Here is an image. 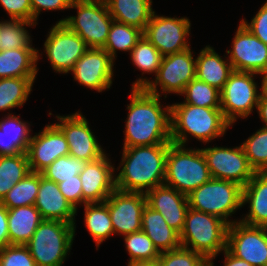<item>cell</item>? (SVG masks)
<instances>
[{"label":"cell","mask_w":267,"mask_h":266,"mask_svg":"<svg viewBox=\"0 0 267 266\" xmlns=\"http://www.w3.org/2000/svg\"><path fill=\"white\" fill-rule=\"evenodd\" d=\"M26 153L31 172L41 173L57 158L69 155V147L63 132L49 123L32 135Z\"/></svg>","instance_id":"obj_19"},{"label":"cell","mask_w":267,"mask_h":266,"mask_svg":"<svg viewBox=\"0 0 267 266\" xmlns=\"http://www.w3.org/2000/svg\"><path fill=\"white\" fill-rule=\"evenodd\" d=\"M0 5L10 16V20H23L34 23L30 0H0Z\"/></svg>","instance_id":"obj_43"},{"label":"cell","mask_w":267,"mask_h":266,"mask_svg":"<svg viewBox=\"0 0 267 266\" xmlns=\"http://www.w3.org/2000/svg\"><path fill=\"white\" fill-rule=\"evenodd\" d=\"M30 172L27 153L0 155V202L14 185Z\"/></svg>","instance_id":"obj_32"},{"label":"cell","mask_w":267,"mask_h":266,"mask_svg":"<svg viewBox=\"0 0 267 266\" xmlns=\"http://www.w3.org/2000/svg\"><path fill=\"white\" fill-rule=\"evenodd\" d=\"M201 151L212 178L233 181L244 187L255 173L241 145L232 148L209 146Z\"/></svg>","instance_id":"obj_15"},{"label":"cell","mask_w":267,"mask_h":266,"mask_svg":"<svg viewBox=\"0 0 267 266\" xmlns=\"http://www.w3.org/2000/svg\"><path fill=\"white\" fill-rule=\"evenodd\" d=\"M158 266H207L209 261L198 252L180 247L160 252Z\"/></svg>","instance_id":"obj_41"},{"label":"cell","mask_w":267,"mask_h":266,"mask_svg":"<svg viewBox=\"0 0 267 266\" xmlns=\"http://www.w3.org/2000/svg\"><path fill=\"white\" fill-rule=\"evenodd\" d=\"M43 220H56L75 225L76 209L66 200L58 184L40 173V186L35 202Z\"/></svg>","instance_id":"obj_22"},{"label":"cell","mask_w":267,"mask_h":266,"mask_svg":"<svg viewBox=\"0 0 267 266\" xmlns=\"http://www.w3.org/2000/svg\"><path fill=\"white\" fill-rule=\"evenodd\" d=\"M191 21L189 17H168L152 13L150 21L143 31L145 36L161 53L167 56L191 48Z\"/></svg>","instance_id":"obj_12"},{"label":"cell","mask_w":267,"mask_h":266,"mask_svg":"<svg viewBox=\"0 0 267 266\" xmlns=\"http://www.w3.org/2000/svg\"><path fill=\"white\" fill-rule=\"evenodd\" d=\"M187 196L189 207L194 210L217 216L228 225L239 221L230 219L243 207V187L238 183L211 178Z\"/></svg>","instance_id":"obj_8"},{"label":"cell","mask_w":267,"mask_h":266,"mask_svg":"<svg viewBox=\"0 0 267 266\" xmlns=\"http://www.w3.org/2000/svg\"><path fill=\"white\" fill-rule=\"evenodd\" d=\"M188 48L162 57L157 75L140 77L132 82L131 88H144L148 93L167 98L168 94L181 95L186 85L196 78V57Z\"/></svg>","instance_id":"obj_6"},{"label":"cell","mask_w":267,"mask_h":266,"mask_svg":"<svg viewBox=\"0 0 267 266\" xmlns=\"http://www.w3.org/2000/svg\"><path fill=\"white\" fill-rule=\"evenodd\" d=\"M109 156L105 153L97 160L86 162L84 170L79 174L83 205L86 203H102L116 189L115 166Z\"/></svg>","instance_id":"obj_20"},{"label":"cell","mask_w":267,"mask_h":266,"mask_svg":"<svg viewBox=\"0 0 267 266\" xmlns=\"http://www.w3.org/2000/svg\"><path fill=\"white\" fill-rule=\"evenodd\" d=\"M75 232L76 224L43 220L26 244L36 265L64 266L72 250Z\"/></svg>","instance_id":"obj_7"},{"label":"cell","mask_w":267,"mask_h":266,"mask_svg":"<svg viewBox=\"0 0 267 266\" xmlns=\"http://www.w3.org/2000/svg\"><path fill=\"white\" fill-rule=\"evenodd\" d=\"M240 21L254 36L267 45V0L262 4L250 22L246 18Z\"/></svg>","instance_id":"obj_44"},{"label":"cell","mask_w":267,"mask_h":266,"mask_svg":"<svg viewBox=\"0 0 267 266\" xmlns=\"http://www.w3.org/2000/svg\"><path fill=\"white\" fill-rule=\"evenodd\" d=\"M169 145L123 147L119 166L115 168L116 189L146 194L163 185Z\"/></svg>","instance_id":"obj_2"},{"label":"cell","mask_w":267,"mask_h":266,"mask_svg":"<svg viewBox=\"0 0 267 266\" xmlns=\"http://www.w3.org/2000/svg\"><path fill=\"white\" fill-rule=\"evenodd\" d=\"M58 187L66 200L78 212V206H83L82 185L79 175H76V179H69L58 183Z\"/></svg>","instance_id":"obj_45"},{"label":"cell","mask_w":267,"mask_h":266,"mask_svg":"<svg viewBox=\"0 0 267 266\" xmlns=\"http://www.w3.org/2000/svg\"><path fill=\"white\" fill-rule=\"evenodd\" d=\"M114 235L125 236L141 230L146 194L115 189L106 199Z\"/></svg>","instance_id":"obj_18"},{"label":"cell","mask_w":267,"mask_h":266,"mask_svg":"<svg viewBox=\"0 0 267 266\" xmlns=\"http://www.w3.org/2000/svg\"><path fill=\"white\" fill-rule=\"evenodd\" d=\"M224 255L223 266H252L245 260L239 259L232 255L227 249L221 252Z\"/></svg>","instance_id":"obj_49"},{"label":"cell","mask_w":267,"mask_h":266,"mask_svg":"<svg viewBox=\"0 0 267 266\" xmlns=\"http://www.w3.org/2000/svg\"><path fill=\"white\" fill-rule=\"evenodd\" d=\"M258 75L251 72L233 71L220 91L223 116L232 126L238 118L247 119L253 110L257 109L258 99L262 92V79L261 83L255 80ZM258 84H261L260 87Z\"/></svg>","instance_id":"obj_10"},{"label":"cell","mask_w":267,"mask_h":266,"mask_svg":"<svg viewBox=\"0 0 267 266\" xmlns=\"http://www.w3.org/2000/svg\"><path fill=\"white\" fill-rule=\"evenodd\" d=\"M30 127L20 115L5 114L0 119V155L26 153L33 135Z\"/></svg>","instance_id":"obj_26"},{"label":"cell","mask_w":267,"mask_h":266,"mask_svg":"<svg viewBox=\"0 0 267 266\" xmlns=\"http://www.w3.org/2000/svg\"><path fill=\"white\" fill-rule=\"evenodd\" d=\"M231 44L232 49L226 50V56L234 71L251 72L260 76L267 73V45L254 36L239 21Z\"/></svg>","instance_id":"obj_16"},{"label":"cell","mask_w":267,"mask_h":266,"mask_svg":"<svg viewBox=\"0 0 267 266\" xmlns=\"http://www.w3.org/2000/svg\"><path fill=\"white\" fill-rule=\"evenodd\" d=\"M207 266H214V262H209Z\"/></svg>","instance_id":"obj_52"},{"label":"cell","mask_w":267,"mask_h":266,"mask_svg":"<svg viewBox=\"0 0 267 266\" xmlns=\"http://www.w3.org/2000/svg\"><path fill=\"white\" fill-rule=\"evenodd\" d=\"M127 266H158L157 261L153 262H132L127 263Z\"/></svg>","instance_id":"obj_50"},{"label":"cell","mask_w":267,"mask_h":266,"mask_svg":"<svg viewBox=\"0 0 267 266\" xmlns=\"http://www.w3.org/2000/svg\"><path fill=\"white\" fill-rule=\"evenodd\" d=\"M243 207L248 205L247 215L239 220L252 226L267 227V172H255L243 187Z\"/></svg>","instance_id":"obj_23"},{"label":"cell","mask_w":267,"mask_h":266,"mask_svg":"<svg viewBox=\"0 0 267 266\" xmlns=\"http://www.w3.org/2000/svg\"><path fill=\"white\" fill-rule=\"evenodd\" d=\"M86 165V161L78 159L74 156L67 155L57 158L41 174L46 179L60 183L69 179H76Z\"/></svg>","instance_id":"obj_40"},{"label":"cell","mask_w":267,"mask_h":266,"mask_svg":"<svg viewBox=\"0 0 267 266\" xmlns=\"http://www.w3.org/2000/svg\"><path fill=\"white\" fill-rule=\"evenodd\" d=\"M241 146L251 168L255 172H267V128L260 127Z\"/></svg>","instance_id":"obj_39"},{"label":"cell","mask_w":267,"mask_h":266,"mask_svg":"<svg viewBox=\"0 0 267 266\" xmlns=\"http://www.w3.org/2000/svg\"><path fill=\"white\" fill-rule=\"evenodd\" d=\"M0 266H37L26 245L0 248Z\"/></svg>","instance_id":"obj_42"},{"label":"cell","mask_w":267,"mask_h":266,"mask_svg":"<svg viewBox=\"0 0 267 266\" xmlns=\"http://www.w3.org/2000/svg\"><path fill=\"white\" fill-rule=\"evenodd\" d=\"M262 78V91L267 95V73Z\"/></svg>","instance_id":"obj_51"},{"label":"cell","mask_w":267,"mask_h":266,"mask_svg":"<svg viewBox=\"0 0 267 266\" xmlns=\"http://www.w3.org/2000/svg\"><path fill=\"white\" fill-rule=\"evenodd\" d=\"M9 245L8 209L0 202V248Z\"/></svg>","instance_id":"obj_47"},{"label":"cell","mask_w":267,"mask_h":266,"mask_svg":"<svg viewBox=\"0 0 267 266\" xmlns=\"http://www.w3.org/2000/svg\"><path fill=\"white\" fill-rule=\"evenodd\" d=\"M141 230L151 239L159 252L181 247L179 233L166 223L159 212L147 204L142 211Z\"/></svg>","instance_id":"obj_27"},{"label":"cell","mask_w":267,"mask_h":266,"mask_svg":"<svg viewBox=\"0 0 267 266\" xmlns=\"http://www.w3.org/2000/svg\"><path fill=\"white\" fill-rule=\"evenodd\" d=\"M36 24L23 20L0 21V50L35 48L32 37L27 27H35ZM30 34V35H29Z\"/></svg>","instance_id":"obj_34"},{"label":"cell","mask_w":267,"mask_h":266,"mask_svg":"<svg viewBox=\"0 0 267 266\" xmlns=\"http://www.w3.org/2000/svg\"><path fill=\"white\" fill-rule=\"evenodd\" d=\"M84 207V225L95 242L96 250L100 245L114 235V228L107 207V201L102 203H86Z\"/></svg>","instance_id":"obj_30"},{"label":"cell","mask_w":267,"mask_h":266,"mask_svg":"<svg viewBox=\"0 0 267 266\" xmlns=\"http://www.w3.org/2000/svg\"><path fill=\"white\" fill-rule=\"evenodd\" d=\"M123 147L171 144V104L144 88H131Z\"/></svg>","instance_id":"obj_1"},{"label":"cell","mask_w":267,"mask_h":266,"mask_svg":"<svg viewBox=\"0 0 267 266\" xmlns=\"http://www.w3.org/2000/svg\"><path fill=\"white\" fill-rule=\"evenodd\" d=\"M114 21L144 31L154 9L153 0H105Z\"/></svg>","instance_id":"obj_29"},{"label":"cell","mask_w":267,"mask_h":266,"mask_svg":"<svg viewBox=\"0 0 267 266\" xmlns=\"http://www.w3.org/2000/svg\"><path fill=\"white\" fill-rule=\"evenodd\" d=\"M42 221L35 205L8 209L9 245H26Z\"/></svg>","instance_id":"obj_28"},{"label":"cell","mask_w":267,"mask_h":266,"mask_svg":"<svg viewBox=\"0 0 267 266\" xmlns=\"http://www.w3.org/2000/svg\"><path fill=\"white\" fill-rule=\"evenodd\" d=\"M124 247L129 255L128 263L157 261L160 252L142 230L123 236Z\"/></svg>","instance_id":"obj_38"},{"label":"cell","mask_w":267,"mask_h":266,"mask_svg":"<svg viewBox=\"0 0 267 266\" xmlns=\"http://www.w3.org/2000/svg\"><path fill=\"white\" fill-rule=\"evenodd\" d=\"M130 60L136 69L143 74L157 75L162 61V55L158 49L145 37L142 36L131 50ZM143 71V72H142Z\"/></svg>","instance_id":"obj_37"},{"label":"cell","mask_w":267,"mask_h":266,"mask_svg":"<svg viewBox=\"0 0 267 266\" xmlns=\"http://www.w3.org/2000/svg\"><path fill=\"white\" fill-rule=\"evenodd\" d=\"M55 118L57 122L54 124L63 132L68 142L69 155L90 162L106 153L80 110L63 116L57 114Z\"/></svg>","instance_id":"obj_13"},{"label":"cell","mask_w":267,"mask_h":266,"mask_svg":"<svg viewBox=\"0 0 267 266\" xmlns=\"http://www.w3.org/2000/svg\"><path fill=\"white\" fill-rule=\"evenodd\" d=\"M228 226L217 216L189 207L179 234L181 247L198 252L213 262L226 249Z\"/></svg>","instance_id":"obj_4"},{"label":"cell","mask_w":267,"mask_h":266,"mask_svg":"<svg viewBox=\"0 0 267 266\" xmlns=\"http://www.w3.org/2000/svg\"><path fill=\"white\" fill-rule=\"evenodd\" d=\"M146 199L147 205L159 212L166 223L180 234L189 208L188 196L163 184L149 190Z\"/></svg>","instance_id":"obj_21"},{"label":"cell","mask_w":267,"mask_h":266,"mask_svg":"<svg viewBox=\"0 0 267 266\" xmlns=\"http://www.w3.org/2000/svg\"><path fill=\"white\" fill-rule=\"evenodd\" d=\"M32 6V13L34 17V24H38V18L41 12L58 11L70 9L71 0H30Z\"/></svg>","instance_id":"obj_46"},{"label":"cell","mask_w":267,"mask_h":266,"mask_svg":"<svg viewBox=\"0 0 267 266\" xmlns=\"http://www.w3.org/2000/svg\"><path fill=\"white\" fill-rule=\"evenodd\" d=\"M49 30L43 44L44 53L55 73L68 74L89 48L85 41L64 23L56 22Z\"/></svg>","instance_id":"obj_11"},{"label":"cell","mask_w":267,"mask_h":266,"mask_svg":"<svg viewBox=\"0 0 267 266\" xmlns=\"http://www.w3.org/2000/svg\"><path fill=\"white\" fill-rule=\"evenodd\" d=\"M233 71L227 56L224 54L223 58L210 45H206L201 49L196 57V78L219 91L222 90Z\"/></svg>","instance_id":"obj_24"},{"label":"cell","mask_w":267,"mask_h":266,"mask_svg":"<svg viewBox=\"0 0 267 266\" xmlns=\"http://www.w3.org/2000/svg\"><path fill=\"white\" fill-rule=\"evenodd\" d=\"M183 102L174 104H190L206 108H221V94L218 89L197 78L191 80L180 95Z\"/></svg>","instance_id":"obj_36"},{"label":"cell","mask_w":267,"mask_h":266,"mask_svg":"<svg viewBox=\"0 0 267 266\" xmlns=\"http://www.w3.org/2000/svg\"><path fill=\"white\" fill-rule=\"evenodd\" d=\"M143 31L137 27L113 21L111 24L104 49L110 57L117 60V51L131 52Z\"/></svg>","instance_id":"obj_33"},{"label":"cell","mask_w":267,"mask_h":266,"mask_svg":"<svg viewBox=\"0 0 267 266\" xmlns=\"http://www.w3.org/2000/svg\"><path fill=\"white\" fill-rule=\"evenodd\" d=\"M226 249L252 266H267V229L236 221L228 226Z\"/></svg>","instance_id":"obj_14"},{"label":"cell","mask_w":267,"mask_h":266,"mask_svg":"<svg viewBox=\"0 0 267 266\" xmlns=\"http://www.w3.org/2000/svg\"><path fill=\"white\" fill-rule=\"evenodd\" d=\"M71 1H93V0H71Z\"/></svg>","instance_id":"obj_53"},{"label":"cell","mask_w":267,"mask_h":266,"mask_svg":"<svg viewBox=\"0 0 267 266\" xmlns=\"http://www.w3.org/2000/svg\"><path fill=\"white\" fill-rule=\"evenodd\" d=\"M39 186L40 173L30 172L10 189L1 203L7 209L35 205Z\"/></svg>","instance_id":"obj_35"},{"label":"cell","mask_w":267,"mask_h":266,"mask_svg":"<svg viewBox=\"0 0 267 266\" xmlns=\"http://www.w3.org/2000/svg\"><path fill=\"white\" fill-rule=\"evenodd\" d=\"M115 61L104 49L89 48L71 71L79 85L102 93L111 88Z\"/></svg>","instance_id":"obj_17"},{"label":"cell","mask_w":267,"mask_h":266,"mask_svg":"<svg viewBox=\"0 0 267 266\" xmlns=\"http://www.w3.org/2000/svg\"><path fill=\"white\" fill-rule=\"evenodd\" d=\"M70 9L77 10V15L67 16L57 23H64L78 34L88 48L102 49L114 21L105 0L72 1Z\"/></svg>","instance_id":"obj_9"},{"label":"cell","mask_w":267,"mask_h":266,"mask_svg":"<svg viewBox=\"0 0 267 266\" xmlns=\"http://www.w3.org/2000/svg\"><path fill=\"white\" fill-rule=\"evenodd\" d=\"M171 142L188 146L190 136L203 144L224 137L233 127L221 108H206L190 104H171Z\"/></svg>","instance_id":"obj_3"},{"label":"cell","mask_w":267,"mask_h":266,"mask_svg":"<svg viewBox=\"0 0 267 266\" xmlns=\"http://www.w3.org/2000/svg\"><path fill=\"white\" fill-rule=\"evenodd\" d=\"M41 57L42 53L37 48L0 50V79L36 77Z\"/></svg>","instance_id":"obj_25"},{"label":"cell","mask_w":267,"mask_h":266,"mask_svg":"<svg viewBox=\"0 0 267 266\" xmlns=\"http://www.w3.org/2000/svg\"><path fill=\"white\" fill-rule=\"evenodd\" d=\"M36 77H9L0 79V111L9 112L23 107L32 92ZM11 112V113H10Z\"/></svg>","instance_id":"obj_31"},{"label":"cell","mask_w":267,"mask_h":266,"mask_svg":"<svg viewBox=\"0 0 267 266\" xmlns=\"http://www.w3.org/2000/svg\"><path fill=\"white\" fill-rule=\"evenodd\" d=\"M257 114L262 123V127L267 128V95L262 91L257 104Z\"/></svg>","instance_id":"obj_48"},{"label":"cell","mask_w":267,"mask_h":266,"mask_svg":"<svg viewBox=\"0 0 267 266\" xmlns=\"http://www.w3.org/2000/svg\"><path fill=\"white\" fill-rule=\"evenodd\" d=\"M204 154L200 148L171 143L168 147L164 185L185 195L211 179Z\"/></svg>","instance_id":"obj_5"}]
</instances>
